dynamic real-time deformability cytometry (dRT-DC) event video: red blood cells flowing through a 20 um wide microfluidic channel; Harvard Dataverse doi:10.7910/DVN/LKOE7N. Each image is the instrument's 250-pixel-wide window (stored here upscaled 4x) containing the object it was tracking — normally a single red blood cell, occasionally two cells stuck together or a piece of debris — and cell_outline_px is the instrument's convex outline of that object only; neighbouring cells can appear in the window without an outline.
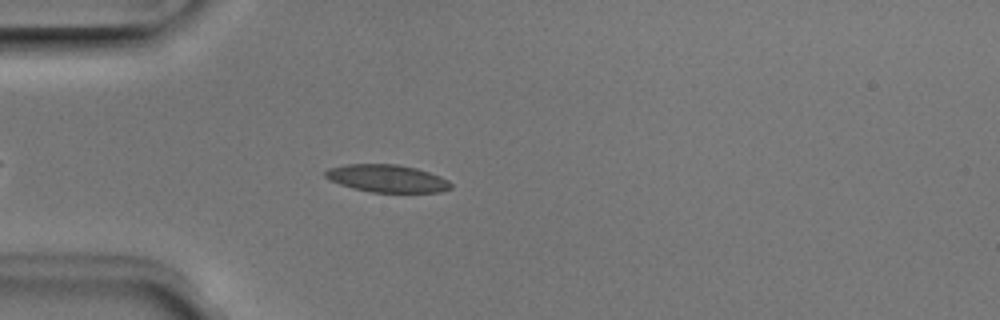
{"species": "Egyptian fruit bat (a non-hibernating species)", "species_latin": "Rousettus aegyptiacus", "temperature_condition": "room temperature", "stored_images_in_passage": 4, "camera_frame_rate_fps": 3000, "um_per_image_px": 0.085, "animal": {"sex": "male"}, "frame": {"image": 1, "passage_image": 4, "time_ms": 1.0, "image_size_px": [1000, 320], "cell_outline_px": [[452, 188], [440, 192], [372, 192], [352, 188], [328, 180], [324, 176], [324, 172], [328, 168], [348, 164], [396, 164], [416, 168], [440, 176], [448, 180], [452, 184]], "centroid_in_image_um": [32.88, 15.17], "position_along_channel_um": 52.1, "area_um2": 20.17}}